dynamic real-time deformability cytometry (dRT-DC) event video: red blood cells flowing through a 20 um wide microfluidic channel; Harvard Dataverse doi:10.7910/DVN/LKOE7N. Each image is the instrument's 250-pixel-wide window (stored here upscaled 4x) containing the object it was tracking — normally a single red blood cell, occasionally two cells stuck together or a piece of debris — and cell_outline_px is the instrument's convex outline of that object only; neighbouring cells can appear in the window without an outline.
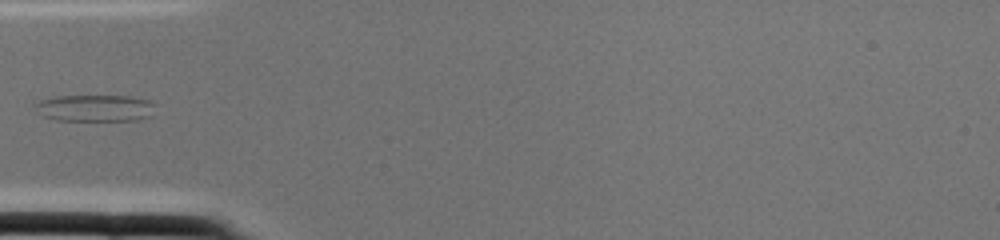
{"species": "common noctule bat (a hibernating species)", "species_latin": "Nyctalus noctula", "temperature_condition": "cold", "stored_images_in_passage": 2, "camera_frame_rate_fps": 3000, "um_per_image_px": 0.085, "animal": {"sex": "female", "body_mass_g": 22.0, "forearm_length_mm": 56.7}, "frame": {"image": 1, "passage_image": 2, "time_ms": 0.333, "image_size_px": [1000, 240], "cell_outline_px": [[156, 104], [152, 116], [136, 120], [56, 120], [44, 116], [32, 104], [40, 100], [56, 96], [128, 96], [152, 100]], "centroid_in_image_um": [8.13, 9.18], "position_along_channel_um": 76.9, "area_um2": 18.84}}